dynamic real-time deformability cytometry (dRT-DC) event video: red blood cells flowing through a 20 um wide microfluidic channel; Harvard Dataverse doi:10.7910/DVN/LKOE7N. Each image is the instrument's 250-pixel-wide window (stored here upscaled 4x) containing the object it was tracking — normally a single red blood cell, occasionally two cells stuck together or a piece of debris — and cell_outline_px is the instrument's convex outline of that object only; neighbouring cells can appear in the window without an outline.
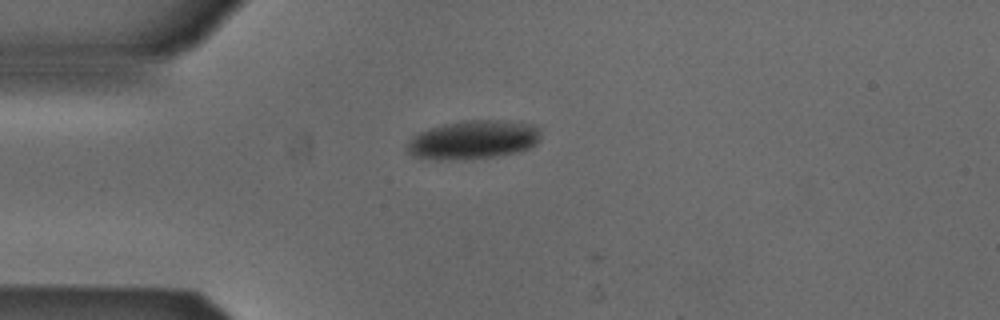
{"species": "Egyptian fruit bat (a non-hibernating species)", "species_latin": "Rousettus aegyptiacus", "temperature_condition": "cold", "stored_images_in_passage": 4, "camera_frame_rate_fps": 3000, "um_per_image_px": 0.085, "animal": {"sex": "male"}, "frame": {"image": 1, "passage_image": 3, "time_ms": 0.667, "image_size_px": [1000, 320], "cell_outline_px": [[540, 140], [536, 144], [520, 152], [496, 156], [452, 160], [436, 160], [412, 156], [408, 152], [408, 140], [412, 136], [428, 128], [460, 120], [496, 120], [532, 124], [540, 128]], "centroid_in_image_um": [40.22, 11.88], "position_along_channel_um": 44.8, "area_um2": 30.35}}